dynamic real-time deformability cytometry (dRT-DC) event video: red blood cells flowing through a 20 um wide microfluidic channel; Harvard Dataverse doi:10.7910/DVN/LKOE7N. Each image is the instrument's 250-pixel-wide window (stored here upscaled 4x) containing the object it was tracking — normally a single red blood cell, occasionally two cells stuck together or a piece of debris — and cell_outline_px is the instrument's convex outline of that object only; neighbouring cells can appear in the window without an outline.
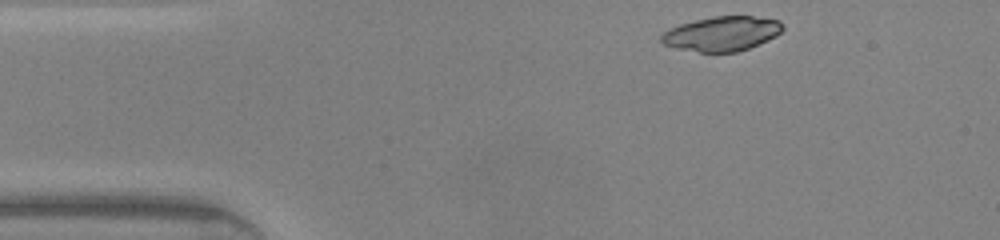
{"species": "common noctule bat (a hibernating species)", "species_latin": "Nyctalus noctula", "temperature_condition": "warm", "stored_images_in_passage": 41, "camera_frame_rate_fps": 3000, "um_per_image_px": 0.085, "animal": {"sex": "male", "body_mass_g": 20.0, "forearm_length_mm": 53.3}, "frame": {"image": 1, "passage_image": 1, "time_ms": 0.0, "image_size_px": [1000, 240], "cell_outline_px": [[784, 28], [776, 36], [768, 40], [748, 48], [736, 52], [700, 52], [676, 48], [664, 44], [660, 40], [660, 36], [664, 32], [680, 24], [696, 20], [716, 16], [752, 16], [780, 20], [784, 24]], "centroid_in_image_um": [61.38, 2.86], "position_along_channel_um": 23.6, "area_um2": 24.33}}
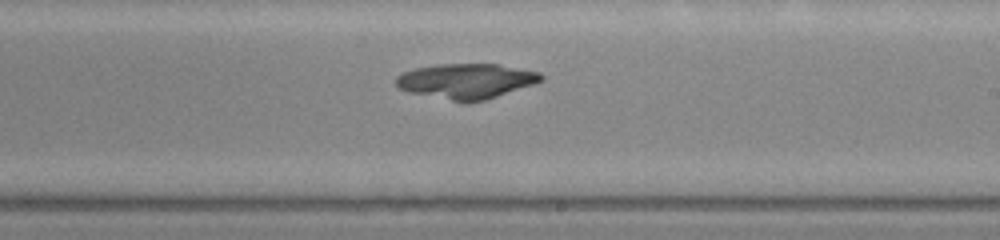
{"frame": {"image": 2, "passage_image": 21, "time_ms": 6.667, "image_size_px": [1000, 240], "cell_outline_px": [[544, 80], [484, 100], [468, 104], [464, 104], [408, 92], [396, 88], [396, 76], [404, 72], [416, 68], [436, 64], [496, 64], [540, 72], [544, 76]], "centroid_in_image_um": [39.58, 6.91], "position_along_channel_um": 249.4, "area_um2": 29.88}}
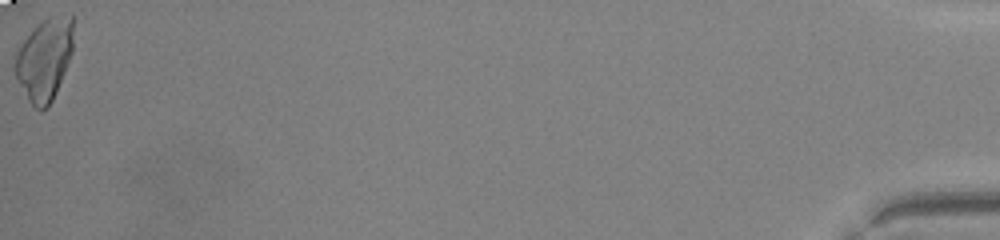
{"frame": {"image": 3, "passage_image": 41, "time_ms": 13.333, "image_size_px": [1000, 240], "cell_outline_px": [[72, 52], [56, 92], [52, 100], [40, 112], [28, 100], [16, 80], [16, 52], [20, 44], [32, 28], [36, 24], [48, 16], [72, 12]], "centroid_in_image_um": [3.78, 4.98], "position_along_channel_um": 431.4, "area_um2": 27.86}, "authors_computed_cell_mechanics": {"area_um2": 28.9, "velocity_mm_per_s": 4.3253, "shape_relaxation_time_tau1_ms": 7.0149, "shape_relaxation_time_tau2_ms": null, "deformation_change_tau1": 0.3164, "deformation_change_tau2": null}}